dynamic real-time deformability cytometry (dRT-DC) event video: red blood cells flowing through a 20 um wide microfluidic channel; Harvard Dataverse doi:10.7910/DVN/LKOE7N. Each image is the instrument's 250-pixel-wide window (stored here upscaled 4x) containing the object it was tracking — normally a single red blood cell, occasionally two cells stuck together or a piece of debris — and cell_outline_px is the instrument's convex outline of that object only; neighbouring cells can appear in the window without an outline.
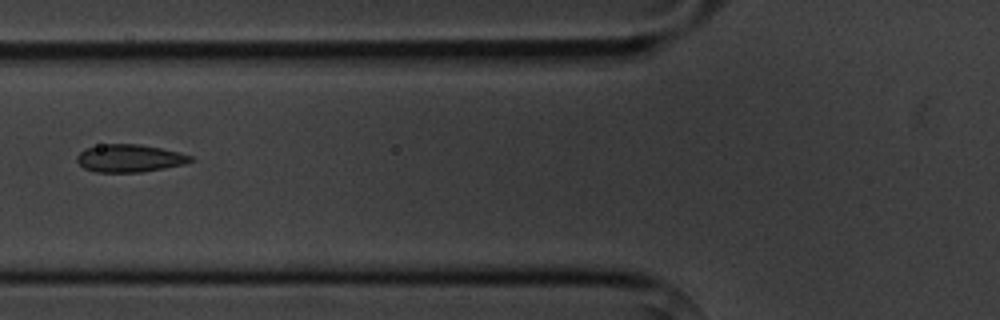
{"species": "common noctule bat (a hibernating species)", "species_latin": "Nyctalus noctula", "temperature_condition": "cold", "stored_images_in_passage": 7, "camera_frame_rate_fps": 3000, "um_per_image_px": 0.085, "animal": {"sex": "male", "body_mass_g": 20.1, "forearm_length_mm": 53.5}, "frame": {"image": 1, "passage_image": 4, "time_ms": 4.667, "image_size_px": [1000, 320], "cell_outline_px": [[196, 160], [184, 164], [164, 168], [140, 172], [96, 172], [84, 168], [76, 160], [76, 156], [84, 148], [104, 144], [140, 144], [180, 152], [192, 156]], "centroid_in_image_um": [11.02, 13.45], "position_along_channel_um": 114.8, "area_um2": 18.38}}
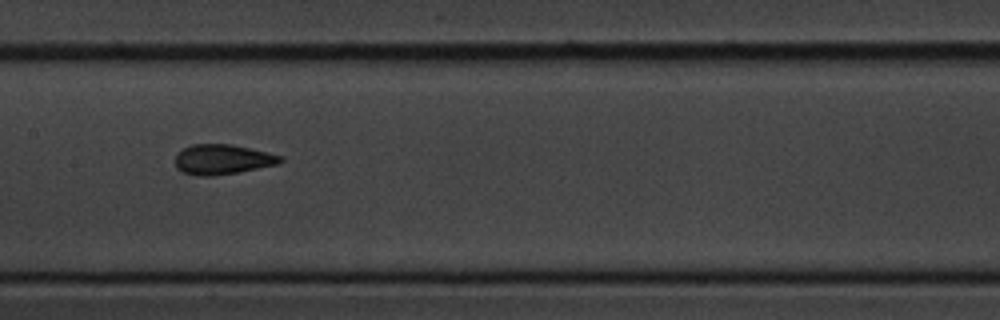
{"frame": {"image": 2, "passage_image": 6, "time_ms": 6.667, "image_size_px": [1000, 320], "cell_outline_px": [[284, 160], [280, 164], [236, 172], [212, 176], [200, 176], [180, 172], [176, 168], [176, 156], [184, 148], [192, 144], [232, 144], [284, 156]], "centroid_in_image_um": [18.93, 13.55], "position_along_channel_um": 188.5, "area_um2": 18.38}}
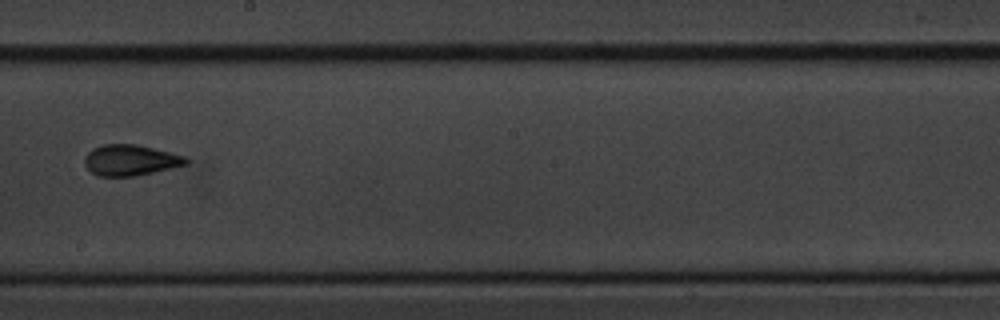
{"frame": {"image": 3, "passage_image": 7, "time_ms": 8.0, "image_size_px": [1000, 320], "cell_outline_px": [[188, 164], [152, 172], [132, 176], [100, 176], [92, 172], [84, 164], [84, 160], [88, 152], [92, 148], [104, 144], [136, 144], [184, 156], [188, 160]], "centroid_in_image_um": [11.05, 13.61], "position_along_channel_um": 237.1, "area_um2": 17.92}}